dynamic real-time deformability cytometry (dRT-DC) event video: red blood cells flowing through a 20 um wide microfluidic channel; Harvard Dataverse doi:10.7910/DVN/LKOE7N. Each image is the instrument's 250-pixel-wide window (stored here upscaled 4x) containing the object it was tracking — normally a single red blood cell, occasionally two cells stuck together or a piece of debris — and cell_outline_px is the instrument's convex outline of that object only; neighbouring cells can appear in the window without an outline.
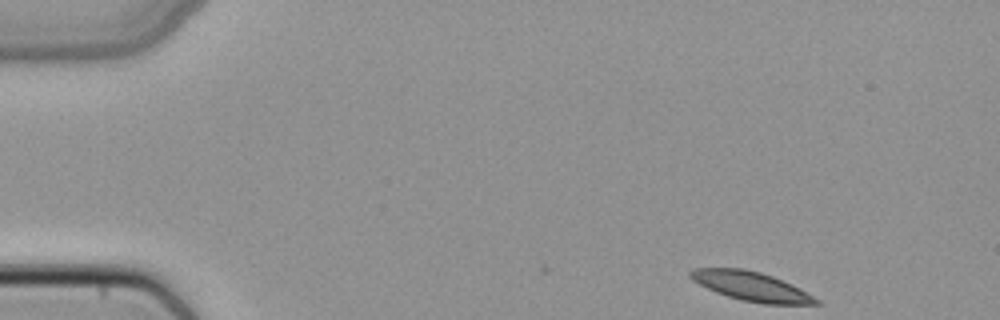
{"species": "common noctule bat (a hibernating species)", "species_latin": "Nyctalus noctula", "temperature_condition": "cold", "stored_images_in_passage": 45, "camera_frame_rate_fps": 3000, "um_per_image_px": 0.085, "animal": {"sex": "female", "body_mass_g": 22.7, "forearm_length_mm": 54.2}, "frame": {"image": 1, "passage_image": 1, "time_ms": 0.0, "image_size_px": [1000, 320], "cell_outline_px": [[824, 304], [764, 304], [740, 300], [716, 292], [692, 280], [688, 276], [688, 272], [692, 268], [744, 268], [760, 272], [772, 276], [792, 284], [800, 288], [820, 300]], "centroid_in_image_um": [63.86, 24.33], "position_along_channel_um": 21.1, "area_um2": 21.44}}
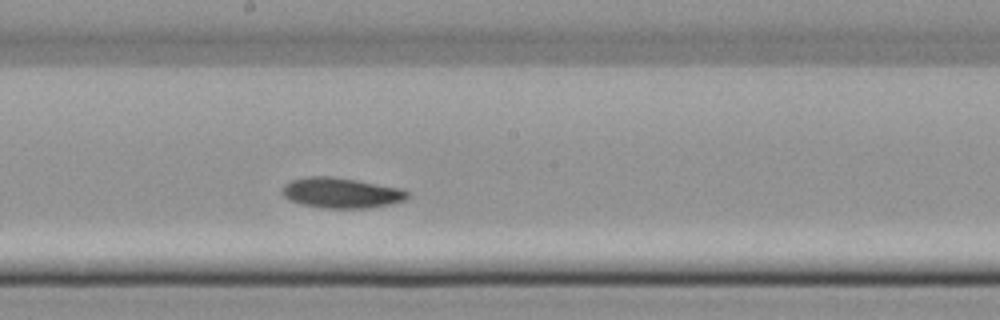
{"frame": {"image": 2, "passage_image": 23, "time_ms": 7.333, "image_size_px": [1000, 320], "cell_outline_px": [[408, 196], [404, 200], [372, 208], [324, 208], [304, 204], [288, 200], [280, 192], [284, 184], [292, 180], [304, 176], [332, 176], [356, 180], [400, 188], [408, 192]], "centroid_in_image_um": [28.95, 16.39], "position_along_channel_um": 219.2, "area_um2": 22.14}}
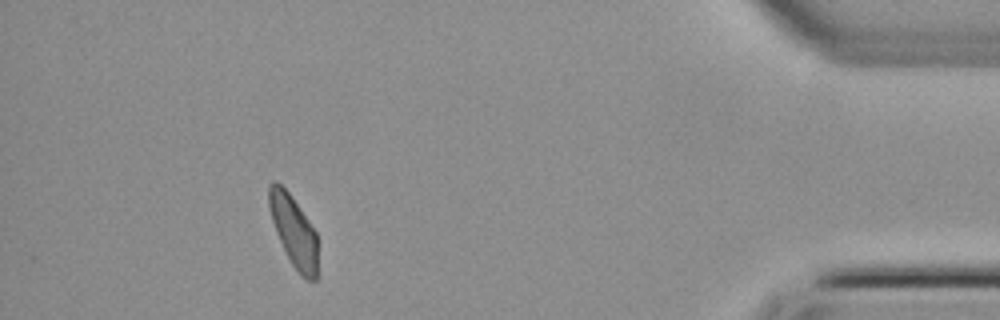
{"frame": {"image": 3, "passage_image": 41, "time_ms": 13.333, "image_size_px": [1000, 320], "cell_outline_px": [[316, 280], [308, 280], [300, 276], [292, 264], [276, 232], [268, 208], [268, 184], [272, 180], [276, 180], [292, 196], [316, 232]], "centroid_in_image_um": [24.93, 19.59], "position_along_channel_um": 410.3, "area_um2": 19.94}}